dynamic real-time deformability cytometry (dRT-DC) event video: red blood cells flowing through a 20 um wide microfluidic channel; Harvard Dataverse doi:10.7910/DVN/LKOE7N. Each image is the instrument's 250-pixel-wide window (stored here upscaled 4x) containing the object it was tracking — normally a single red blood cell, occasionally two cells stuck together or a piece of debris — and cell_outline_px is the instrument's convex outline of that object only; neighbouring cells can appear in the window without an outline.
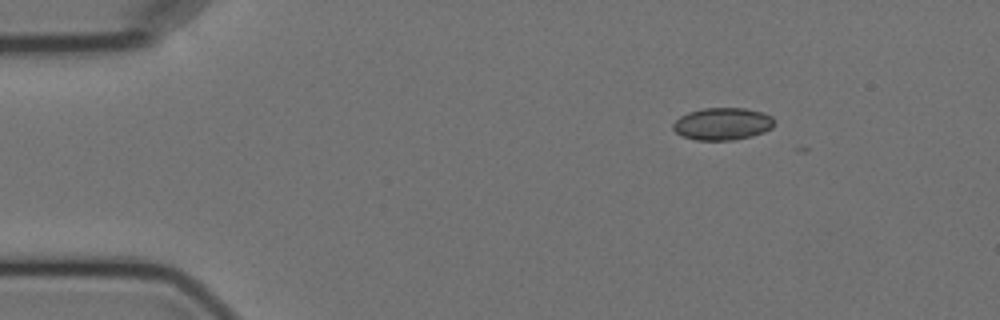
{"species": "Egyptian fruit bat (a non-hibernating species)", "species_latin": "Rousettus aegyptiacus", "temperature_condition": "cold", "stored_images_in_passage": 3, "camera_frame_rate_fps": 3000, "um_per_image_px": 0.085, "animal": {"sex": "female"}, "frame": {"image": 1, "passage_image": 1, "time_ms": 0.0, "image_size_px": [1000, 320], "cell_outline_px": [[776, 120], [772, 128], [764, 132], [752, 136], [732, 140], [696, 140], [680, 136], [672, 128], [672, 124], [680, 116], [688, 112], [704, 108], [744, 108], [764, 112], [772, 116]], "centroid_in_image_um": [61.42, 10.53], "position_along_channel_um": 23.6, "area_um2": 19.31}}